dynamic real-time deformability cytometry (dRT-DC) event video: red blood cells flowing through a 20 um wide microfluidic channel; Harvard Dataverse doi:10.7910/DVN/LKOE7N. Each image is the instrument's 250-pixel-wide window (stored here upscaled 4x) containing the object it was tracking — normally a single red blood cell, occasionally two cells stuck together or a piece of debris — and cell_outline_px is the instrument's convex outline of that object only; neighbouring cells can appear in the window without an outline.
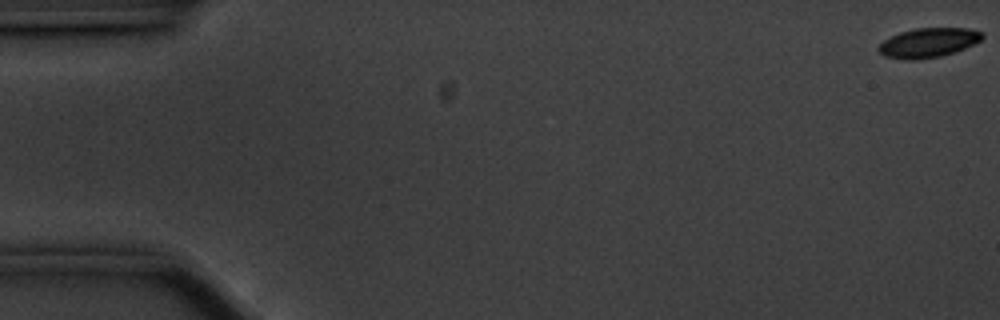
{"species": "common noctule bat (a hibernating species)", "species_latin": "Nyctalus noctula", "temperature_condition": "cold", "stored_images_in_passage": 58, "camera_frame_rate_fps": 3000, "um_per_image_px": 0.085, "animal": {"sex": "male", "body_mass_g": 20.1, "forearm_length_mm": 53.5}, "frame": {"image": 1, "passage_image": 1, "time_ms": 0.0, "image_size_px": [1000, 320], "cell_outline_px": [[984, 36], [980, 40], [964, 48], [940, 56], [916, 60], [908, 60], [884, 56], [876, 48], [884, 40], [900, 32], [916, 28], [968, 28], [984, 32]], "centroid_in_image_um": [78.9, 3.62], "position_along_channel_um": 6.1, "area_um2": 17.63}}
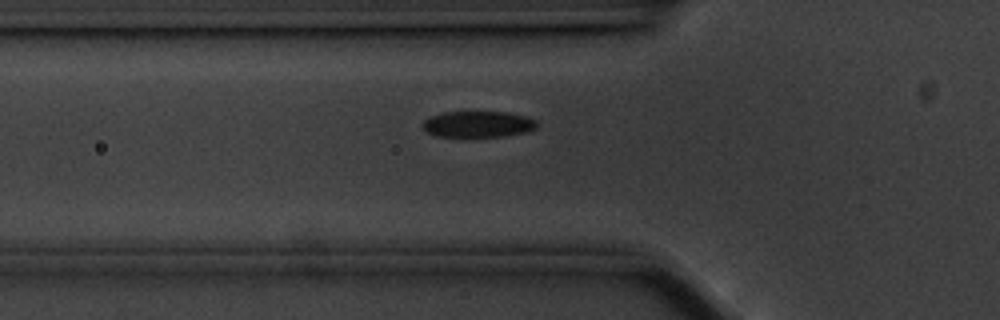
{"frame": {"image": 2, "passage_image": 20, "time_ms": 6.333, "image_size_px": [1000, 320], "cell_outline_px": [[536, 128], [528, 132], [504, 136], [436, 136], [428, 132], [420, 124], [428, 116], [444, 112], [508, 112], [528, 116], [536, 120]], "centroid_in_image_um": [40.64, 10.54], "position_along_channel_um": 85.2, "area_um2": 17.51}}
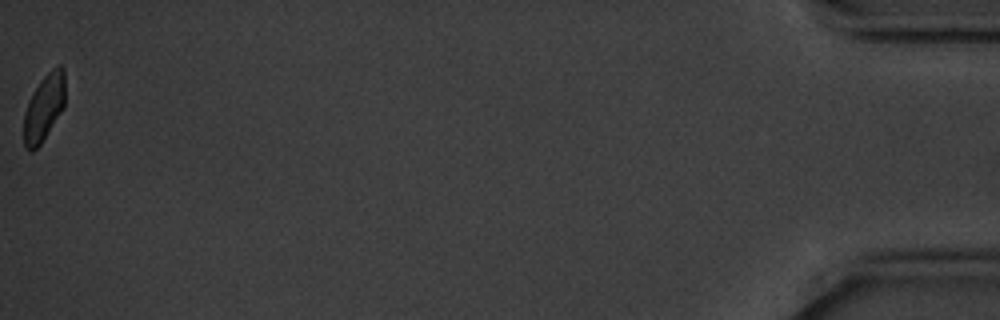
{"frame": {"image": 3, "passage_image": 58, "time_ms": 19.0, "image_size_px": [1000, 320], "cell_outline_px": [[64, 108], [40, 144], [32, 152], [24, 148], [24, 112], [28, 100], [32, 92], [40, 80], [56, 64], [60, 64], [64, 68]], "centroid_in_image_um": [3.73, 9.12], "position_along_channel_um": 431.5, "area_um2": 16.18}, "authors_computed_cell_mechanics": {"area_um2": 18.4382, "velocity_mm_per_s": 3.5049, "shape_relaxation_time_tau1_ms": 2.8465, "shape_relaxation_time_tau2_ms": null, "deformation_change_tau1": 0.1003, "deformation_change_tau2": null}}